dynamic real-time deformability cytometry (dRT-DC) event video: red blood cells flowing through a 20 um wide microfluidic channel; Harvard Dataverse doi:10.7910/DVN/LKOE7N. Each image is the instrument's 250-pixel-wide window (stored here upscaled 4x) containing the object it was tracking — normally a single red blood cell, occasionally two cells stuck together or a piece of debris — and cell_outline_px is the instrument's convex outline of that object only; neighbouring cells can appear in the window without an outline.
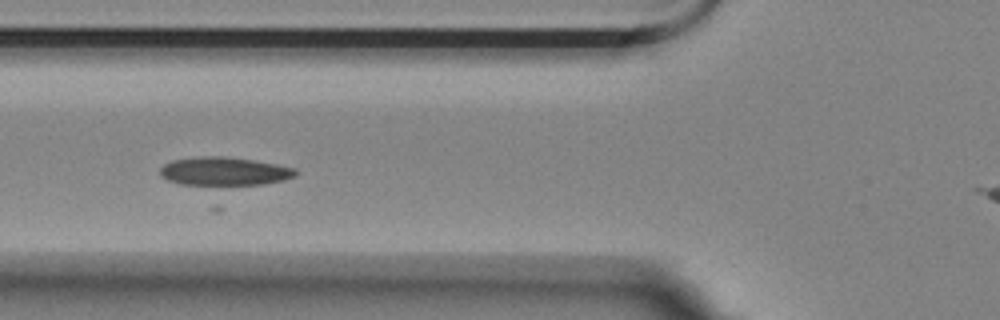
{"species": "Egyptian fruit bat (a non-hibernating species)", "species_latin": "Rousettus aegyptiacus", "temperature_condition": "room temperature", "stored_images_in_passage": 5, "camera_frame_rate_fps": 3000, "um_per_image_px": 0.085, "animal": {"sex": "female"}, "frame": {"image": 1, "passage_image": 3, "time_ms": 2.0, "image_size_px": [1000, 320], "cell_outline_px": [[300, 172], [296, 176], [284, 180], [264, 184], [180, 184], [168, 180], [160, 176], [160, 168], [164, 164], [172, 160], [200, 156], [224, 156], [256, 160], [296, 168]], "centroid_in_image_um": [19.1, 14.54], "position_along_channel_um": 106.7, "area_um2": 22.48}}